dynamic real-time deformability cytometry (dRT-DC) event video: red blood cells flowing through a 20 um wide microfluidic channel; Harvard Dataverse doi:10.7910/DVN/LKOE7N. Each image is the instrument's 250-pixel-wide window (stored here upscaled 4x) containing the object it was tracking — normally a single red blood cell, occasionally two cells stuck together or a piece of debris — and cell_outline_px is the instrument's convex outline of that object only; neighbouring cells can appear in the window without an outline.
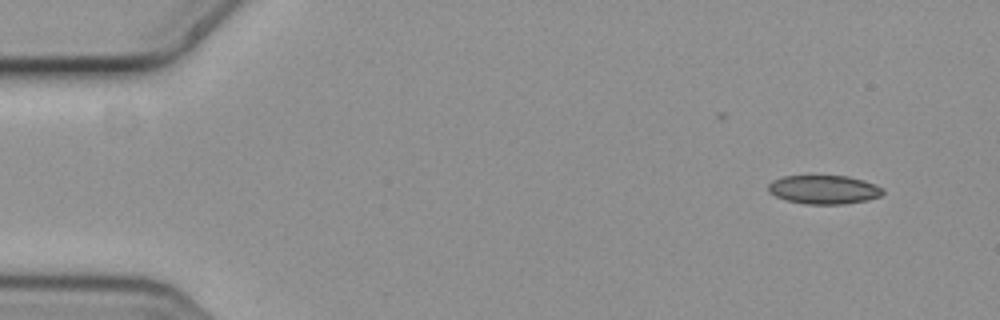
{"species": "common noctule bat (a hibernating species)", "species_latin": "Nyctalus noctula", "temperature_condition": "cold", "stored_images_in_passage": 8, "camera_frame_rate_fps": 3000, "um_per_image_px": 0.085, "animal": {"sex": "female", "body_mass_g": 19.3, "forearm_length_mm": 54.1}, "frame": {"image": 1, "passage_image": 1, "time_ms": 0.0, "image_size_px": [1000, 320], "cell_outline_px": [[884, 192], [880, 196], [868, 200], [844, 204], [804, 204], [784, 200], [768, 192], [768, 184], [772, 180], [784, 176], [848, 176], [864, 180], [876, 184], [884, 188]], "centroid_in_image_um": [70.04, 16.12], "position_along_channel_um": 15.0, "area_um2": 19.42}}
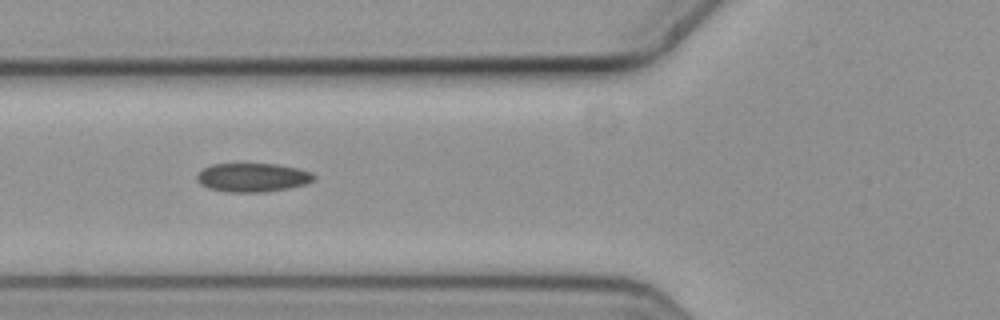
{"frame": {"image": 2, "passage_image": 6, "time_ms": 1.667, "image_size_px": [1000, 320], "cell_outline_px": [[316, 180], [308, 184], [288, 188], [264, 192], [228, 192], [208, 188], [200, 184], [196, 180], [196, 176], [204, 168], [212, 164], [276, 164], [296, 168], [312, 172], [316, 176]], "centroid_in_image_um": [21.5, 15.09], "position_along_channel_um": 104.3, "area_um2": 19.71}}
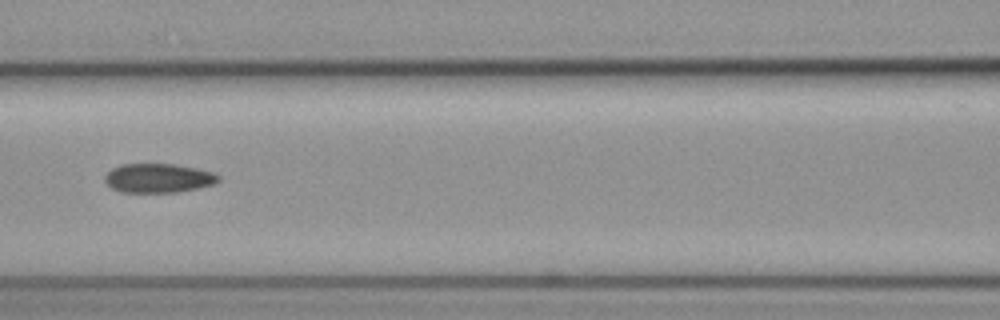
{"frame": {"image": 3, "passage_image": 7, "time_ms": 2.0, "image_size_px": [1000, 320], "cell_outline_px": [[220, 180], [212, 184], [196, 188], [176, 192], [120, 192], [112, 188], [104, 180], [104, 176], [112, 168], [120, 164], [176, 164], [196, 168], [212, 172], [220, 176]], "centroid_in_image_um": [13.43, 15.13], "position_along_channel_um": 153.2, "area_um2": 19.19}}